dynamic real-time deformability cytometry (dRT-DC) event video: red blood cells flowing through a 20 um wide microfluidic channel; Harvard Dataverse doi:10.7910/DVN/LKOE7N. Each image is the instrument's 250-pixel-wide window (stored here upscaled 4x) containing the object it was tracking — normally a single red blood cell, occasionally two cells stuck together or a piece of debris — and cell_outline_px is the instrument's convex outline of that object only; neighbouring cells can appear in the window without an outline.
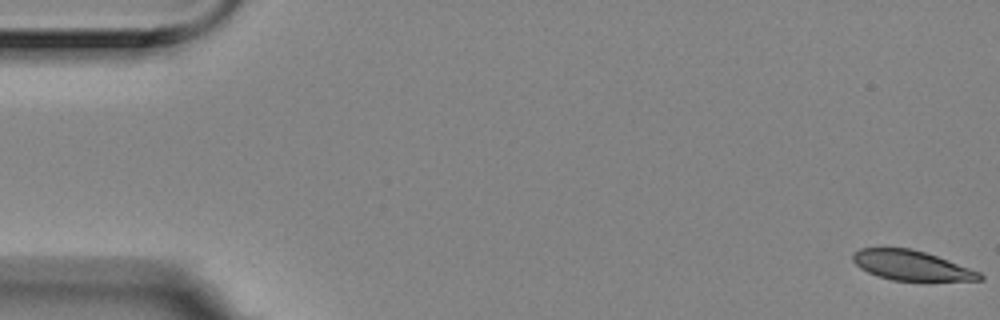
{"species": "Egyptian fruit bat (a non-hibernating species)", "species_latin": "Rousettus aegyptiacus", "temperature_condition": "room temperature", "stored_images_in_passage": 56, "camera_frame_rate_fps": 3000, "um_per_image_px": 0.085, "animal": {"sex": "female"}, "frame": {"image": 1, "passage_image": 1, "time_ms": 0.0, "image_size_px": [1000, 320], "cell_outline_px": [[984, 280], [892, 280], [868, 272], [860, 268], [852, 260], [852, 252], [860, 248], [912, 248], [948, 260], [980, 272], [984, 276]], "centroid_in_image_um": [77.44, 22.55], "position_along_channel_um": 7.6, "area_um2": 21.73}}
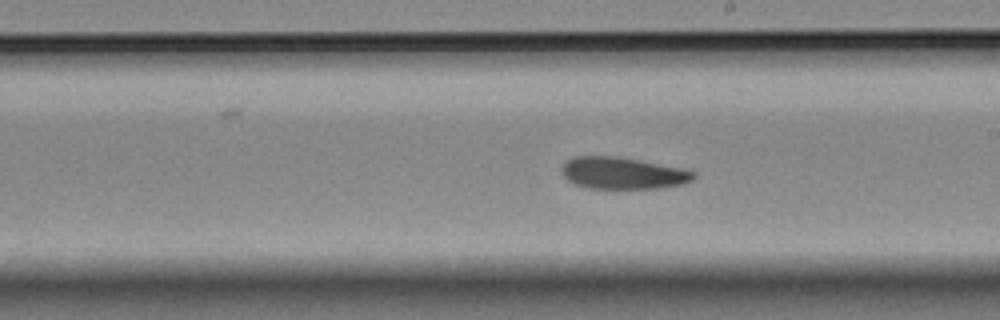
{"frame": {"image": 2, "passage_image": 32, "time_ms": 10.333, "image_size_px": [1000, 320], "cell_outline_px": [[696, 176], [692, 180], [684, 184], [660, 188], [588, 188], [576, 184], [568, 180], [564, 176], [564, 164], [572, 156], [612, 156], [684, 168], [696, 172]], "centroid_in_image_um": [52.99, 14.72], "position_along_channel_um": 236.0, "area_um2": 24.16}}
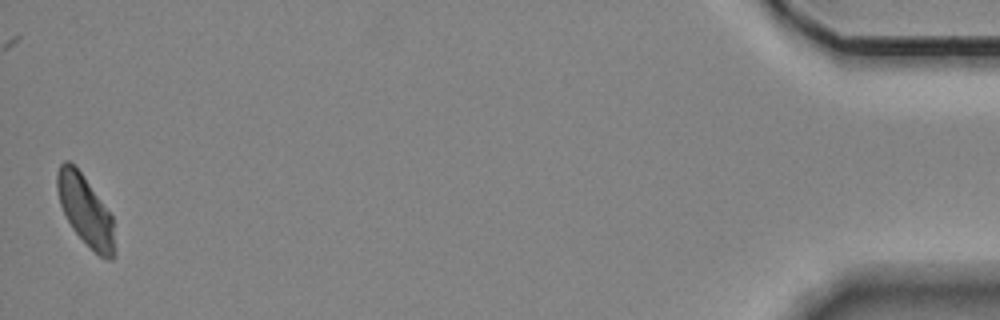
{"frame": {"image": 3, "passage_image": 56, "time_ms": 18.333, "image_size_px": [1000, 320], "cell_outline_px": [[116, 252], [112, 260], [108, 260], [100, 256], [72, 228], [60, 204], [56, 188], [56, 176], [60, 164], [64, 160], [68, 160], [84, 176], [112, 216]], "centroid_in_image_um": [7.27, 17.89], "position_along_channel_um": 427.9, "area_um2": 23.12}, "authors_computed_cell_mechanics": {"area_um2": 24.5939, "velocity_mm_per_s": 3.5286, "shape_relaxation_time_tau1_ms": 7.5542, "shape_relaxation_time_tau2_ms": null, "deformation_change_tau1": 0.1538, "deformation_change_tau2": null}}